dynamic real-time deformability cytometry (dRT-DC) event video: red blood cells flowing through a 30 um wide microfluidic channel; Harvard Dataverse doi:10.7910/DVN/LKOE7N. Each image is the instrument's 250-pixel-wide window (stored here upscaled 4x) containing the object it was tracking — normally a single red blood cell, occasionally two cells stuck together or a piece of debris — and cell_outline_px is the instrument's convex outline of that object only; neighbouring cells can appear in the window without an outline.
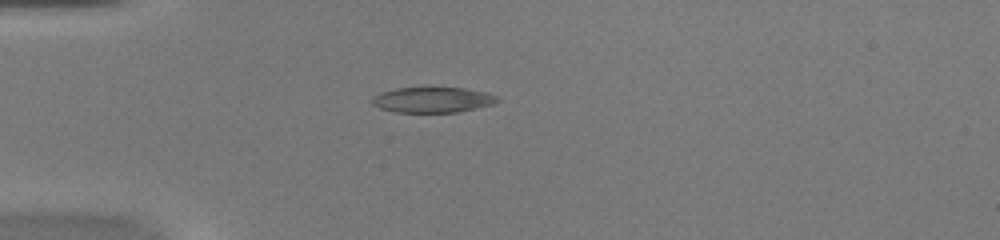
{"species": "common noctule bat (a hibernating species)", "species_latin": "Nyctalus noctula", "temperature_condition": "warm", "stored_images_in_passage": 37, "camera_frame_rate_fps": 3000, "um_per_image_px": 0.085, "animal": {"sex": "female", "body_mass_g": 20.0, "forearm_length_mm": 54.0}, "frame": {"image": 1, "passage_image": 1, "time_ms": 0.0, "image_size_px": [1000, 240], "cell_outline_px": [[500, 100], [492, 104], [476, 108], [456, 112], [396, 112], [380, 108], [372, 104], [368, 100], [372, 96], [380, 92], [396, 88], [464, 88], [488, 92], [500, 96]], "centroid_in_image_um": [36.76, 8.48], "position_along_channel_um": 48.2, "area_um2": 18.73}}
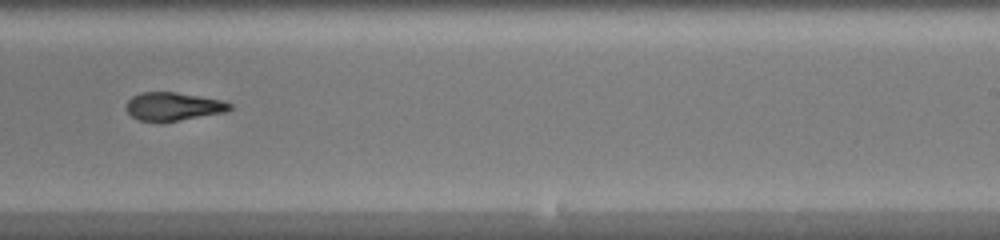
{"frame": {"image": 2, "passage_image": 19, "time_ms": 6.0, "image_size_px": [1000, 240], "cell_outline_px": [[232, 108], [228, 112], [160, 124], [140, 120], [132, 116], [124, 108], [124, 104], [132, 96], [140, 92], [176, 92], [220, 100], [232, 104]], "centroid_in_image_um": [14.69, 9.08], "position_along_channel_um": 274.3, "area_um2": 17.57}}
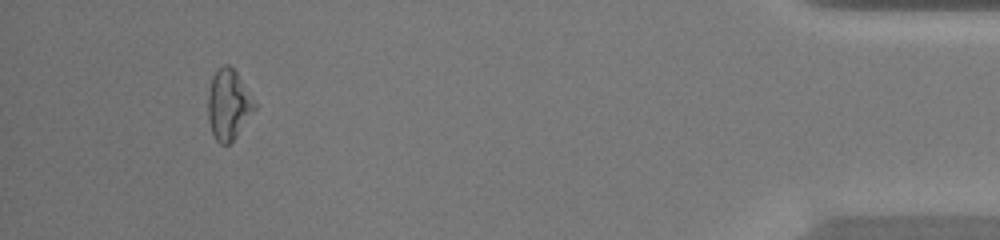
{"frame": {"image": 3, "passage_image": 34, "time_ms": 11.0, "image_size_px": [1000, 240], "cell_outline_px": [[256, 108], [236, 136], [228, 144], [220, 144], [216, 140], [212, 132], [208, 120], [208, 92], [212, 76], [216, 68], [224, 64], [228, 64], [236, 72], [256, 104]], "centroid_in_image_um": [19.39, 8.87], "position_along_channel_um": 415.8, "area_um2": 18.9}, "authors_computed_cell_mechanics": {"area_um2": 18.4382, "velocity_mm_per_s": 4.0954, "shape_relaxation_time_tau1_ms": 8.5735, "shape_relaxation_time_tau2_ms": 4.1655, "deformation_change_tau1": 0.219, "deformation_change_tau2": 0.1417}}